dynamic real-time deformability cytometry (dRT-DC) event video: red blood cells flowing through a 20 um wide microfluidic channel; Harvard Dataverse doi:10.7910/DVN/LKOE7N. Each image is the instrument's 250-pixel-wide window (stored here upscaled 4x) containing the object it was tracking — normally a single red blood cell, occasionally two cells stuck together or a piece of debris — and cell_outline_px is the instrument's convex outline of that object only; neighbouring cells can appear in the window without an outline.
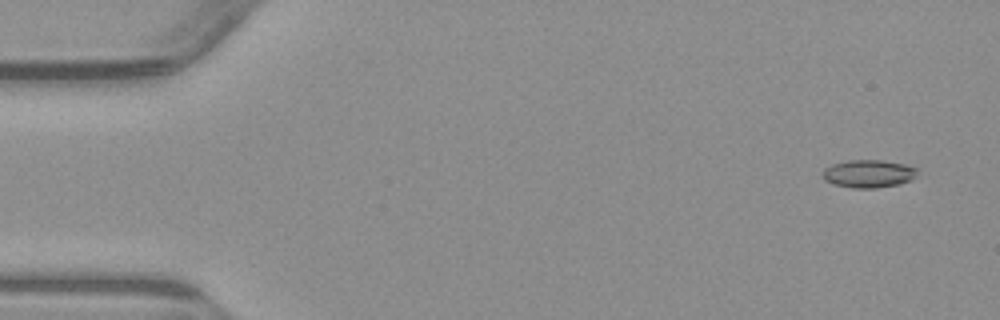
{"species": "common noctule bat (a hibernating species)", "species_latin": "Nyctalus noctula", "temperature_condition": "warm", "stored_images_in_passage": 4, "camera_frame_rate_fps": 3000, "um_per_image_px": 0.085, "animal": {"sex": "male", "body_mass_g": 23.1, "forearm_length_mm": 52.7}, "frame": {"image": 1, "passage_image": 1, "time_ms": 0.0, "image_size_px": [1000, 320], "cell_outline_px": [[916, 176], [912, 180], [900, 184], [876, 188], [852, 188], [832, 184], [824, 180], [824, 168], [832, 164], [848, 160], [884, 160], [904, 164], [916, 168]], "centroid_in_image_um": [73.83, 14.77], "position_along_channel_um": 11.2, "area_um2": 15.43}}
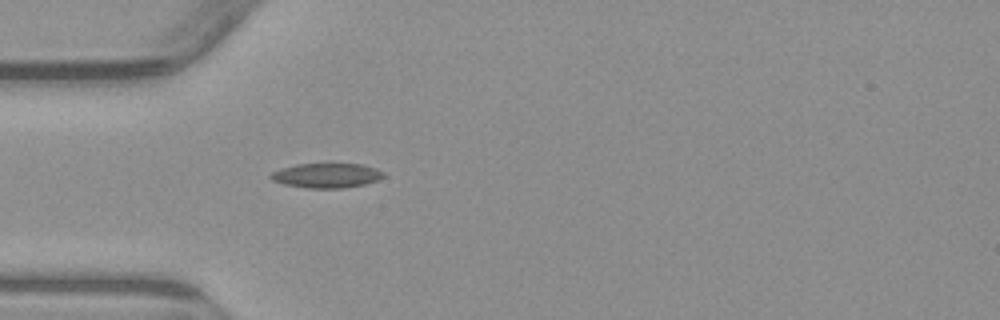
{"frame": {"image": 2, "passage_image": 4, "time_ms": 4.333, "image_size_px": [1000, 320], "cell_outline_px": [[384, 176], [376, 180], [364, 184], [344, 188], [308, 188], [284, 184], [272, 180], [268, 176], [272, 172], [280, 168], [296, 164], [360, 164], [376, 168], [384, 172]], "centroid_in_image_um": [27.73, 14.91], "position_along_channel_um": 57.3, "area_um2": 16.13}}